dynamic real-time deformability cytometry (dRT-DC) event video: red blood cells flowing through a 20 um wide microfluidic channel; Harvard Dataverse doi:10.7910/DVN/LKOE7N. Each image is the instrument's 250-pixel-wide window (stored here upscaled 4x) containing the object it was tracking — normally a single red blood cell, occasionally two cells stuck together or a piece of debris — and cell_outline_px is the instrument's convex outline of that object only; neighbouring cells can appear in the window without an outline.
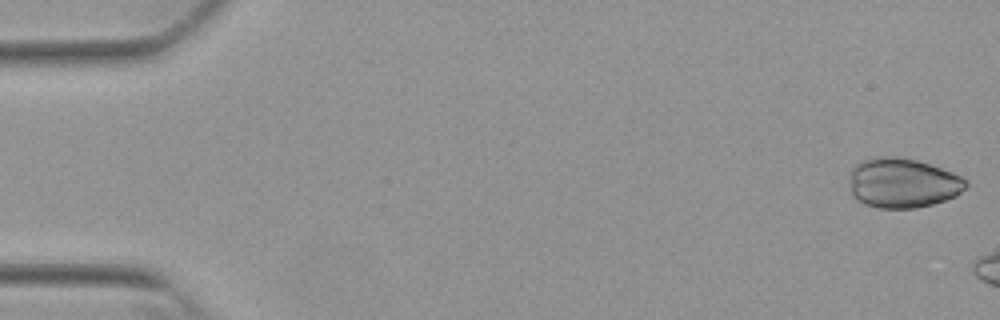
{"species": "Egyptian fruit bat (a non-hibernating species)", "species_latin": "Rousettus aegyptiacus", "temperature_condition": "warm", "stored_images_in_passage": 12, "camera_frame_rate_fps": 3000, "um_per_image_px": 0.085, "animal": {"sex": "female"}, "frame": {"image": 1, "passage_image": 1, "time_ms": 0.0, "image_size_px": [1000, 320], "cell_outline_px": [[968, 188], [956, 196], [932, 204], [916, 208], [880, 208], [864, 204], [856, 200], [852, 196], [848, 180], [852, 168], [860, 160], [872, 156], [896, 156], [916, 160], [952, 172], [968, 180]], "centroid_in_image_um": [76.7, 15.55], "position_along_channel_um": 8.3, "area_um2": 34.28}}